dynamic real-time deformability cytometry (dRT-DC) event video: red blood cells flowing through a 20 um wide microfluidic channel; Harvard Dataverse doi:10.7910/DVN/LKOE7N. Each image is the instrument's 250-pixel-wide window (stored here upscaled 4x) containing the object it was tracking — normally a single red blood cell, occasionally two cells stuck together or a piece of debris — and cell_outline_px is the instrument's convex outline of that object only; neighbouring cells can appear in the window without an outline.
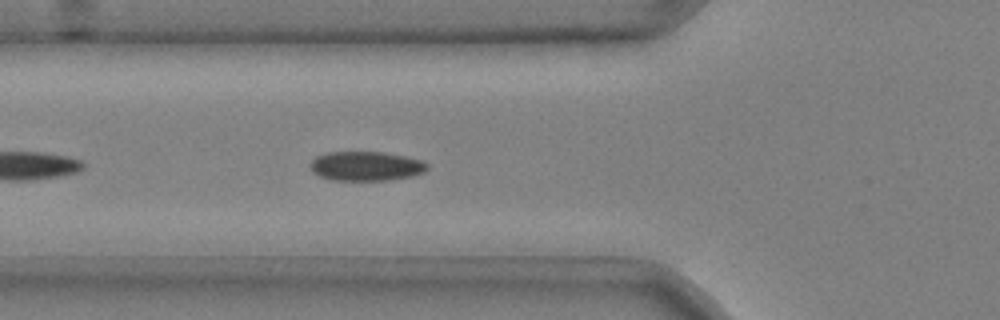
{"species": "common noctule bat (a hibernating species)", "species_latin": "Nyctalus noctula", "temperature_condition": "cold", "stored_images_in_passage": 10, "camera_frame_rate_fps": 3000, "um_per_image_px": 0.085, "animal": {"sex": "male", "body_mass_g": 20.4}, "frame": {"image": 1, "passage_image": 6, "time_ms": 1.667, "image_size_px": [1000, 320], "cell_outline_px": [[428, 168], [424, 172], [412, 176], [388, 180], [332, 180], [320, 176], [312, 172], [312, 160], [316, 156], [328, 152], [384, 152], [424, 160], [428, 164]], "centroid_in_image_um": [31.15, 14.11], "position_along_channel_um": 94.7, "area_um2": 20.0}}